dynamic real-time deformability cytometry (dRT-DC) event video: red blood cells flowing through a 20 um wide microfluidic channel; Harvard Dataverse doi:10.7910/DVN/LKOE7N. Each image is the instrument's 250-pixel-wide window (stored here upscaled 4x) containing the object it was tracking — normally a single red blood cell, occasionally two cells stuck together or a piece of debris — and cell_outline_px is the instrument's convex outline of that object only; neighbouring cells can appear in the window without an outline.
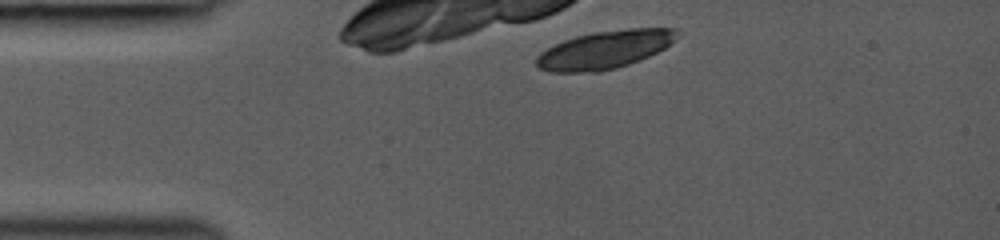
{"species": "common noctule bat (a hibernating species)", "species_latin": "Nyctalus noctula", "temperature_condition": "room temperature", "stored_images_in_passage": 2, "camera_frame_rate_fps": 3000, "um_per_image_px": 0.085, "animal": {"sex": "female", "body_mass_g": 19.0, "forearm_length_mm": 53.3}, "frame": {"image": 1, "passage_image": 1, "time_ms": 0.0, "image_size_px": [1000, 240], "cell_outline_px": [[680, 36], [676, 40], [664, 48], [640, 60], [616, 68], [600, 72], [552, 72], [540, 68], [536, 64], [536, 56], [540, 52], [564, 40], [576, 36], [596, 32], [628, 28], [676, 28], [680, 32]], "centroid_in_image_um": [51.44, 4.22], "position_along_channel_um": 33.6, "area_um2": 31.15}}